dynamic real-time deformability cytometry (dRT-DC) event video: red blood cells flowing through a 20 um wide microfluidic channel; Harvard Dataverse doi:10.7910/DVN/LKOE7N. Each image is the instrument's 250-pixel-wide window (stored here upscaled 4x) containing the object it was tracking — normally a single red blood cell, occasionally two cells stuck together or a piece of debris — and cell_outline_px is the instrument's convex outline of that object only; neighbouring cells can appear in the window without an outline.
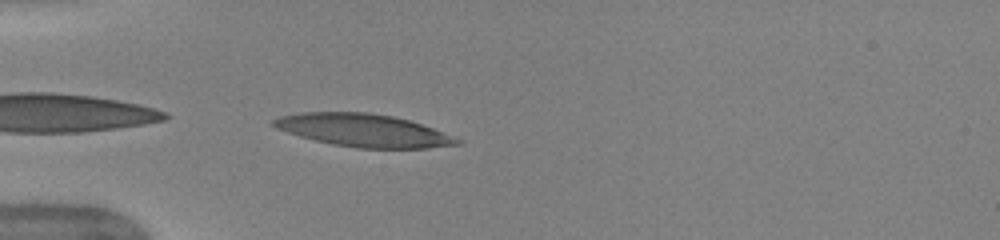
{"species": "human", "species_latin": "Homo sapiens", "temperature_condition": "warm", "stored_images_in_passage": 36, "camera_frame_rate_fps": 3000, "um_per_image_px": 0.085, "donor": {"sex": "female"}, "frame": {"image": 1, "passage_image": 1, "time_ms": 0.0, "image_size_px": [1000, 240], "cell_outline_px": [[464, 144], [428, 148], [356, 148], [332, 144], [300, 136], [276, 128], [268, 124], [272, 120], [280, 116], [300, 112], [368, 112], [392, 116], [408, 120], [432, 128], [464, 140]], "centroid_in_image_um": [30.9, 11.08], "position_along_channel_um": 54.1, "area_um2": 35.08}}
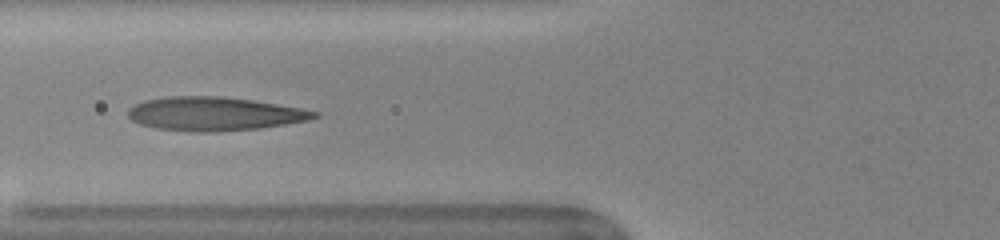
{"frame": {"image": 2, "passage_image": 6, "time_ms": 1.667, "image_size_px": [1000, 240], "cell_outline_px": [[320, 116], [308, 120], [284, 124], [256, 128], [204, 132], [192, 132], [156, 128], [140, 124], [132, 120], [128, 116], [128, 108], [144, 100], [168, 96], [220, 96], [252, 100], [300, 108], [320, 112]], "centroid_in_image_um": [18.19, 9.66], "position_along_channel_um": 107.6, "area_um2": 36.3}, "authors_computed_cell_mechanics": {"area_um2": 35.7204, "velocity_mm_per_s": 3.9978, "shape_relaxation_time_tau1_ms": 3.7033, "shape_relaxation_time_tau2_ms": 0.8036, "deformation_change_tau1": 0.2182, "deformation_change_tau2": 0.0984}}